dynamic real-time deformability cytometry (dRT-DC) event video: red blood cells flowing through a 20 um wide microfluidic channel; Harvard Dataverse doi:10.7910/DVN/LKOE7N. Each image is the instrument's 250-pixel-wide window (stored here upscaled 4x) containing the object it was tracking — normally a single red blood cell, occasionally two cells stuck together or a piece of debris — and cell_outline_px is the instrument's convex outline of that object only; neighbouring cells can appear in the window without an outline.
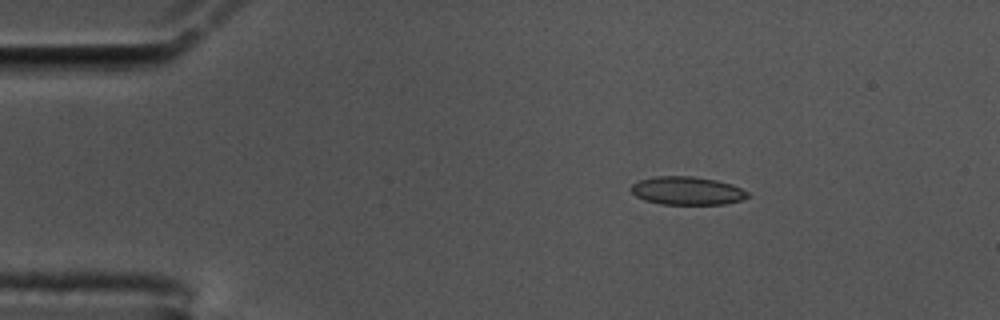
{"species": "common noctule bat (a hibernating species)", "species_latin": "Nyctalus noctula", "temperature_condition": "cold", "stored_images_in_passage": 17, "camera_frame_rate_fps": 3000, "um_per_image_px": 0.085, "animal": {"sex": "male", "body_mass_g": 17.5, "forearm_length_mm": 52.3}, "frame": {"image": 1, "passage_image": 1, "time_ms": 0.0, "image_size_px": [1000, 320], "cell_outline_px": [[752, 196], [744, 200], [724, 204], [660, 204], [644, 200], [636, 196], [628, 188], [632, 184], [640, 180], [656, 176], [692, 176], [716, 180], [732, 184], [748, 192]], "centroid_in_image_um": [58.42, 16.22], "position_along_channel_um": 26.6, "area_um2": 19.36}}
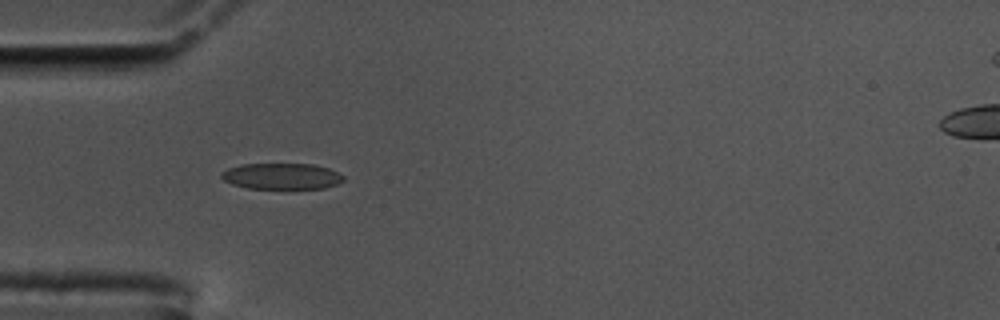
{"frame": {"image": 2, "passage_image": 9, "time_ms": 2.667, "image_size_px": [1000, 320], "cell_outline_px": [[344, 180], [336, 184], [324, 188], [248, 188], [232, 184], [224, 180], [220, 176], [220, 172], [228, 168], [240, 164], [312, 164], [328, 168], [344, 176]], "centroid_in_image_um": [23.91, 14.97], "position_along_channel_um": 61.1, "area_um2": 18.44}}
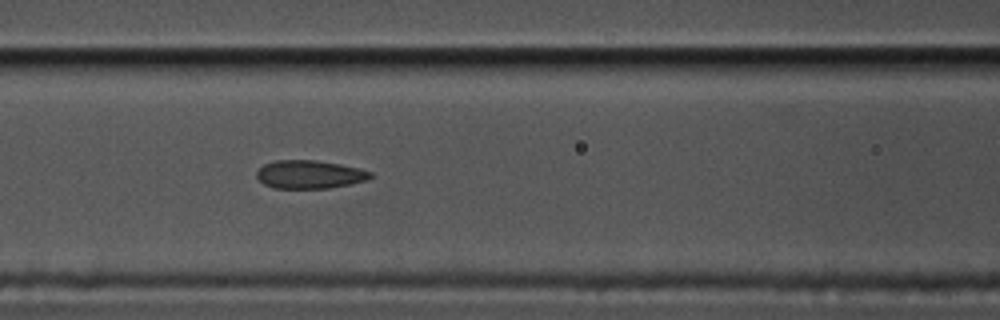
{"frame": {"image": 3, "passage_image": 16, "time_ms": 5.0, "image_size_px": [1000, 320], "cell_outline_px": [[372, 176], [368, 180], [352, 184], [328, 188], [272, 188], [264, 184], [256, 176], [256, 172], [264, 164], [276, 160], [316, 160], [340, 164], [372, 172]], "centroid_in_image_um": [26.31, 14.83], "position_along_channel_um": 140.3, "area_um2": 18.73}}